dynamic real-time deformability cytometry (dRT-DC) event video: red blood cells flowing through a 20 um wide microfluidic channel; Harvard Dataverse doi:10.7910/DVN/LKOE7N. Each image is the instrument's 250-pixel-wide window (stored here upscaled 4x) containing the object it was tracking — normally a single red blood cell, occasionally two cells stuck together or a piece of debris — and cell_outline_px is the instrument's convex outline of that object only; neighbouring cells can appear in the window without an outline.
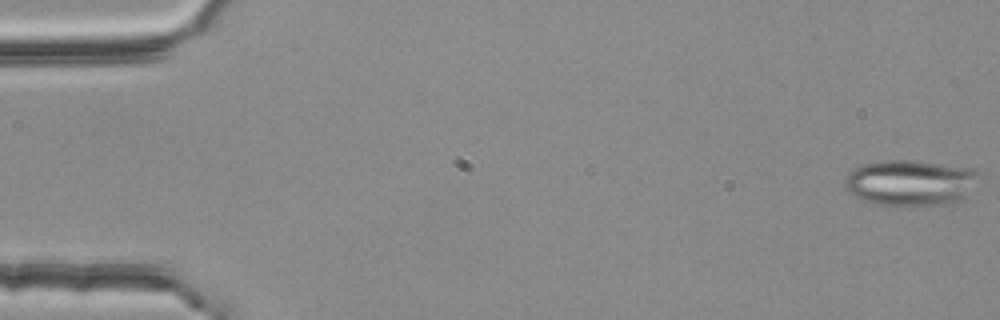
{"species": "common noctule bat (a hibernating species)", "species_latin": "Nyctalus noctula", "temperature_condition": "room temperature", "stored_images_in_passage": 6, "segment_of_instrument_passage": [1, 2], "camera_frame_rate_fps": 3000, "um_per_image_px": 0.085, "animal": {"sex": "female", "body_mass_g": 25.1}, "frame": {"image": 1, "passage_image": 1, "time_ms": 0.0, "image_size_px": [1000, 320], "cell_outline_px": [[980, 172], [964, 196], [956, 204], [908, 208], [876, 204], [864, 200], [848, 192], [844, 184], [844, 176], [848, 172], [864, 164], [884, 160], [916, 160], [976, 168]], "centroid_in_image_um": [77.37, 15.56], "position_along_channel_um": 7.6, "area_um2": 36.65}}